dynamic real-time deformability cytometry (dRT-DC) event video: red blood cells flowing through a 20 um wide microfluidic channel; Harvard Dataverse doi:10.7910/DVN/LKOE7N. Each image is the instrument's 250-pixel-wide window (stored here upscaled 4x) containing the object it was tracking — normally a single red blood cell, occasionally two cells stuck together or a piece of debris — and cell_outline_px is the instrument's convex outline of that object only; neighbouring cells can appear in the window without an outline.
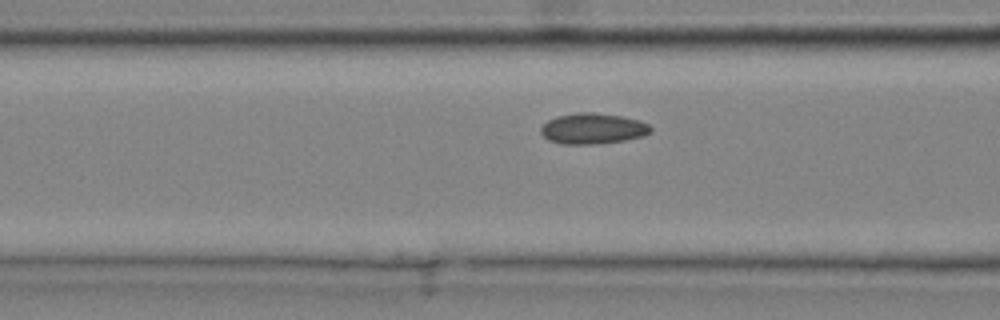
{"species": "common noctule bat (a hibernating species)", "species_latin": "Nyctalus noctula", "temperature_condition": "cold", "stored_images_in_passage": 14, "camera_frame_rate_fps": 3000, "um_per_image_px": 0.085, "animal": {"sex": "male", "body_mass_g": 20.4}, "frame": {"image": 1, "passage_image": 12, "time_ms": 3.667, "image_size_px": [1000, 320], "cell_outline_px": [[652, 132], [644, 136], [624, 140], [600, 144], [560, 144], [548, 140], [540, 132], [540, 128], [548, 120], [556, 116], [580, 112], [592, 112], [624, 116], [640, 120], [648, 124], [652, 128]], "centroid_in_image_um": [50.41, 10.93], "position_along_channel_um": 116.2, "area_um2": 19.94}}